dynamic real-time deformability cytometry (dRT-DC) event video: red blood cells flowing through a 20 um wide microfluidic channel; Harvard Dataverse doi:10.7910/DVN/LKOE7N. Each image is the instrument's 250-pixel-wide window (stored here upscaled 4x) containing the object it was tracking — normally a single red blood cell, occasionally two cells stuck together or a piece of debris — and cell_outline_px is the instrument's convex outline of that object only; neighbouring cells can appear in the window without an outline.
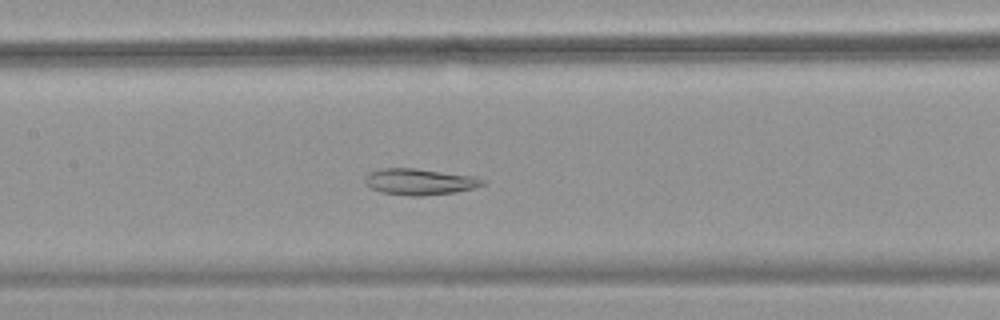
{"species": "common noctule bat (a hibernating species)", "species_latin": "Nyctalus noctula", "temperature_condition": "warm", "stored_images_in_passage": 55, "camera_frame_rate_fps": 3000, "um_per_image_px": 0.085, "animal": {"sex": "female", "body_mass_g": 18.4}, "frame": {"image": 1, "passage_image": 27, "time_ms": 8.667, "image_size_px": [1000, 320], "cell_outline_px": [[488, 184], [476, 188], [456, 192], [420, 196], [412, 196], [380, 192], [364, 184], [364, 176], [368, 172], [380, 168], [412, 168], [476, 176], [484, 180]], "centroid_in_image_um": [35.67, 15.44], "position_along_channel_um": 171.7, "area_um2": 18.26}}
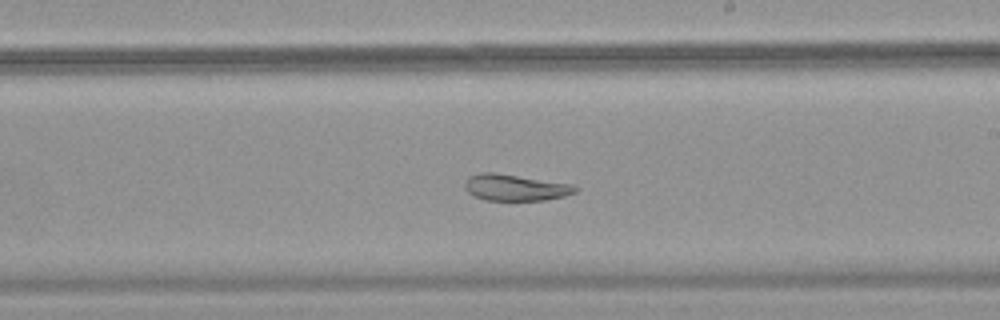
{"frame": {"image": 2, "passage_image": 33, "time_ms": 10.667, "image_size_px": [1000, 320], "cell_outline_px": [[580, 188], [576, 192], [564, 196], [544, 200], [484, 200], [472, 196], [464, 188], [464, 184], [468, 176], [480, 172], [492, 172], [572, 184]], "centroid_in_image_um": [43.76, 15.94], "position_along_channel_um": 245.2, "area_um2": 17.05}}
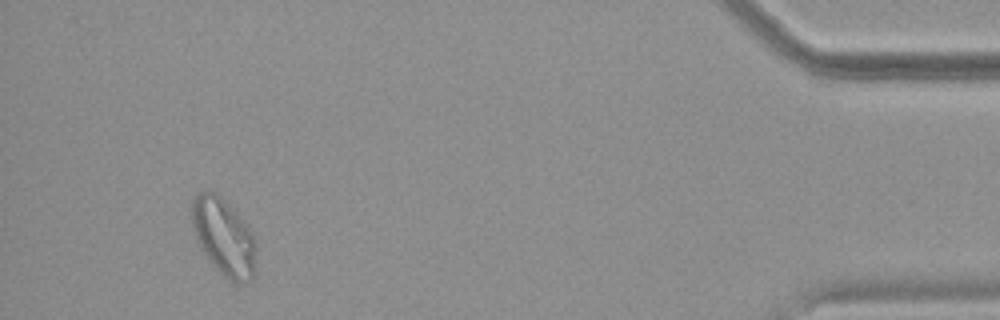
{"frame": {"image": 3, "passage_image": 52, "time_ms": 17.0, "image_size_px": [1000, 320], "cell_outline_px": [[256, 244], [252, 280], [244, 284], [240, 284], [228, 280], [208, 260], [196, 236], [192, 224], [192, 200], [200, 192], [216, 192], [244, 220], [252, 232], [256, 240]], "centroid_in_image_um": [19.04, 20.16], "position_along_channel_um": 416.2, "area_um2": 28.61}, "authors_computed_cell_mechanics": {"area_um2": 25.0852, "velocity_mm_per_s": 3.6867, "shape_relaxation_time_tau1_ms": null, "shape_relaxation_time_tau2_ms": 3.7683, "deformation_change_tau1": null, "deformation_change_tau2": 0.0893}}